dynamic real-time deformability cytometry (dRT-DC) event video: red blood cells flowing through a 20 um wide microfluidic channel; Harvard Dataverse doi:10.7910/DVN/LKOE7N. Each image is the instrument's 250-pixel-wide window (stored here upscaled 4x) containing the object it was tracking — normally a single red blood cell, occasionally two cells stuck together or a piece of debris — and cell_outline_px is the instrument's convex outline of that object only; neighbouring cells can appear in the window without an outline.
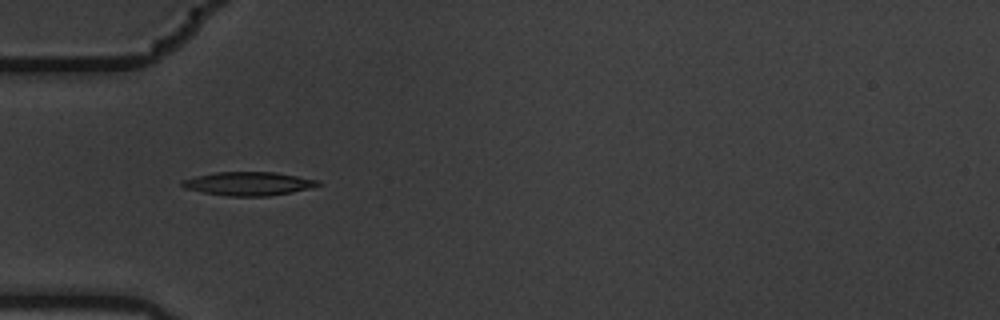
{"species": "common noctule bat (a hibernating species)", "species_latin": "Nyctalus noctula", "temperature_condition": "warm", "stored_images_in_passage": 10, "camera_frame_rate_fps": 3000, "um_per_image_px": 0.085, "animal": {"sex": "male", "body_mass_g": 19.5, "forearm_length_mm": 54.6}, "frame": {"image": 1, "passage_image": 5, "time_ms": 1.333, "image_size_px": [1000, 320], "cell_outline_px": [[324, 184], [292, 192], [268, 196], [228, 196], [204, 192], [184, 188], [180, 184], [180, 180], [196, 176], [216, 172], [276, 172], [320, 180]], "centroid_in_image_um": [21.13, 15.6], "position_along_channel_um": 63.9, "area_um2": 18.73}}
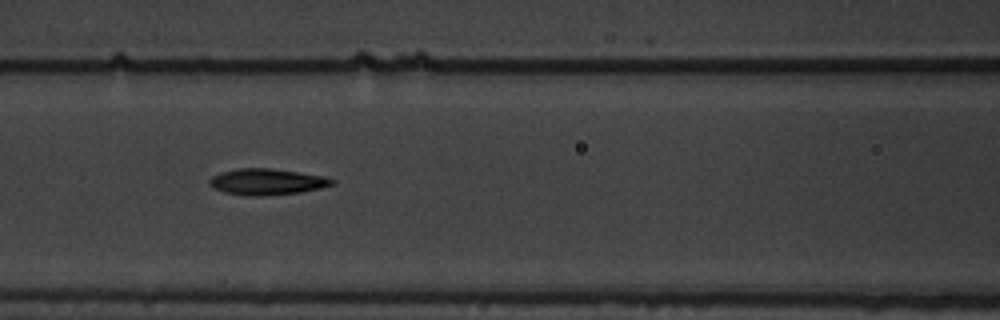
{"frame": {"image": 2, "passage_image": 7, "time_ms": 2.0, "image_size_px": [1000, 320], "cell_outline_px": [[336, 184], [320, 188], [300, 192], [264, 196], [244, 196], [224, 192], [216, 188], [208, 180], [212, 176], [220, 172], [240, 168], [272, 168], [300, 172], [324, 176], [336, 180]], "centroid_in_image_um": [22.73, 15.45], "position_along_channel_um": 143.9, "area_um2": 18.79}}
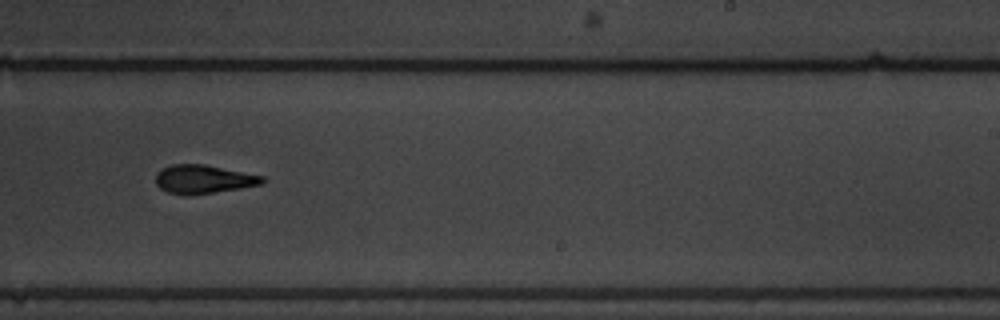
{"frame": {"image": 3, "passage_image": 10, "time_ms": 3.0, "image_size_px": [1000, 320], "cell_outline_px": [[268, 180], [264, 184], [240, 188], [188, 196], [184, 196], [168, 192], [160, 188], [156, 184], [156, 172], [160, 168], [172, 164], [204, 164], [264, 176]], "centroid_in_image_um": [17.29, 15.23], "position_along_channel_um": 271.7, "area_um2": 18.03}}